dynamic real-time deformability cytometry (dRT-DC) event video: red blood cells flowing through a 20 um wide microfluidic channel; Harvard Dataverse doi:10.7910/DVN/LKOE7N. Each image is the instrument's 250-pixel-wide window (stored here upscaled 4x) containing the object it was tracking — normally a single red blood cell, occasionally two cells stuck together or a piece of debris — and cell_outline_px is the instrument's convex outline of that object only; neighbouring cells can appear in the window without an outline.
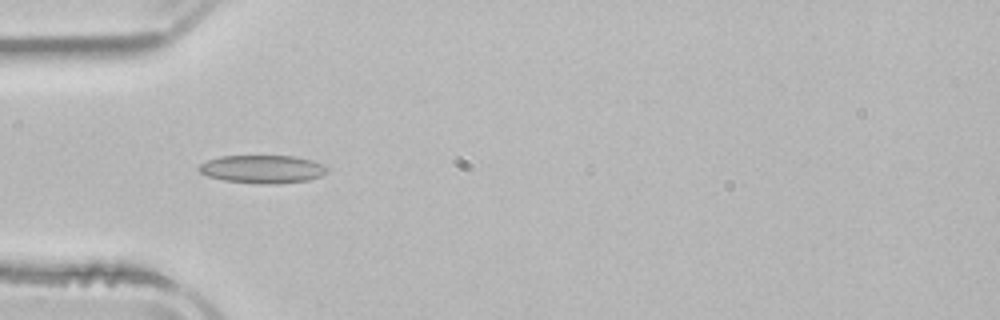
{"species": "common noctule bat (a hibernating species)", "species_latin": "Nyctalus noctula", "temperature_condition": "room temperature", "stored_images_in_passage": 4, "camera_frame_rate_fps": 3000, "um_per_image_px": 0.085, "animal": {"sex": "male", "body_mass_g": 21.5, "forearm_length_mm": 52.0}, "frame": {"image": 1, "passage_image": 3, "time_ms": 3.0, "image_size_px": [1000, 320], "cell_outline_px": [[328, 168], [320, 176], [308, 180], [276, 184], [260, 184], [224, 180], [208, 176], [200, 172], [196, 168], [200, 164], [208, 160], [220, 156], [296, 156], [312, 160], [324, 164]], "centroid_in_image_um": [22.3, 14.37], "position_along_channel_um": 62.7, "area_um2": 20.98}}
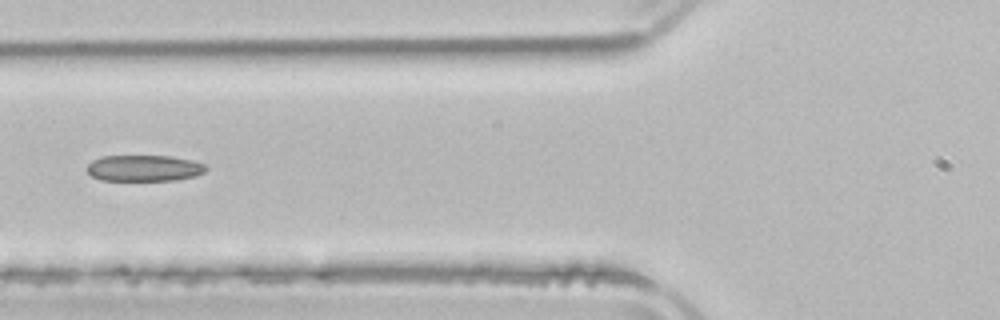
{"frame": {"image": 2, "passage_image": 4, "time_ms": 4.333, "image_size_px": [1000, 320], "cell_outline_px": [[208, 168], [204, 172], [196, 176], [176, 180], [100, 180], [92, 176], [88, 172], [88, 164], [92, 160], [100, 156], [168, 156], [192, 160], [204, 164]], "centroid_in_image_um": [12.25, 14.29], "position_along_channel_um": 113.5, "area_um2": 18.15}}